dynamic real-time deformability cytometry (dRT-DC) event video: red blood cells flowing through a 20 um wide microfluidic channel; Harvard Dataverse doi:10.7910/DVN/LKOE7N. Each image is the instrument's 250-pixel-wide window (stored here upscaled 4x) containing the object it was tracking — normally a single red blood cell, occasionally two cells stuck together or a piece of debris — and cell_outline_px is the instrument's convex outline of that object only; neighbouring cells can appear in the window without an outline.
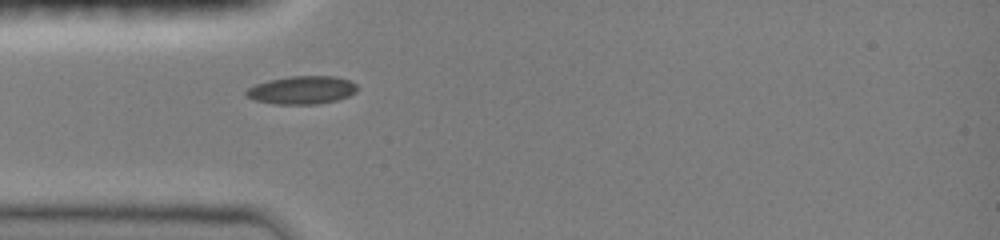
{"species": "common noctule bat (a hibernating species)", "species_latin": "Nyctalus noctula", "temperature_condition": "room temperature", "stored_images_in_passage": 10, "camera_frame_rate_fps": 3000, "um_per_image_px": 0.085, "animal": {"sex": "female", "body_mass_g": 19.0, "forearm_length_mm": 51.5}, "frame": {"image": 1, "passage_image": 1, "time_ms": 0.0, "image_size_px": [1000, 240], "cell_outline_px": [[360, 88], [356, 92], [348, 96], [336, 100], [316, 104], [276, 104], [252, 100], [244, 96], [244, 92], [248, 88], [256, 84], [268, 80], [288, 76], [336, 76], [348, 80], [356, 84]], "centroid_in_image_um": [25.64, 7.65], "position_along_channel_um": 59.4, "area_um2": 18.38}}
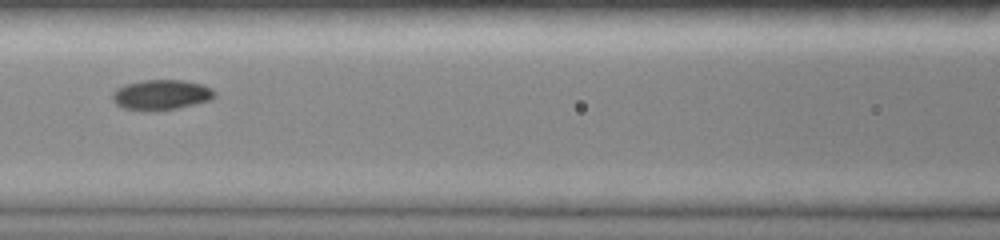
{"frame": {"image": 2, "passage_image": 5, "time_ms": 2.333, "image_size_px": [1000, 240], "cell_outline_px": [[216, 96], [212, 100], [176, 108], [124, 108], [116, 104], [112, 100], [112, 92], [116, 88], [140, 80], [184, 80], [204, 84], [212, 88], [216, 92]], "centroid_in_image_um": [13.77, 8.0], "position_along_channel_um": 152.8, "area_um2": 17.51}}
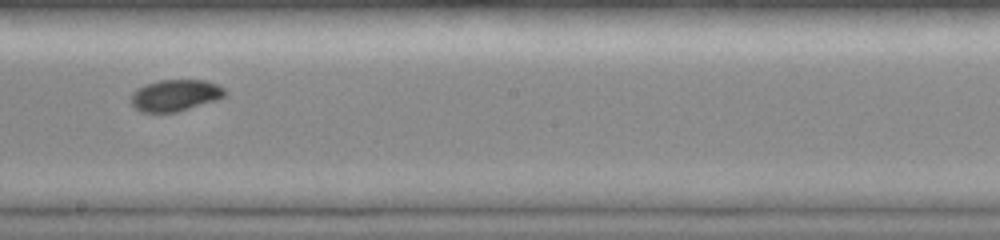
{"frame": {"image": 3, "passage_image": 9, "time_ms": 4.333, "image_size_px": [1000, 240], "cell_outline_px": [[228, 92], [224, 96], [216, 100], [176, 112], [140, 112], [132, 104], [132, 92], [136, 88], [144, 84], [160, 80], [204, 80], [216, 84], [224, 88]], "centroid_in_image_um": [14.89, 8.09], "position_along_channel_um": 233.3, "area_um2": 17.22}}